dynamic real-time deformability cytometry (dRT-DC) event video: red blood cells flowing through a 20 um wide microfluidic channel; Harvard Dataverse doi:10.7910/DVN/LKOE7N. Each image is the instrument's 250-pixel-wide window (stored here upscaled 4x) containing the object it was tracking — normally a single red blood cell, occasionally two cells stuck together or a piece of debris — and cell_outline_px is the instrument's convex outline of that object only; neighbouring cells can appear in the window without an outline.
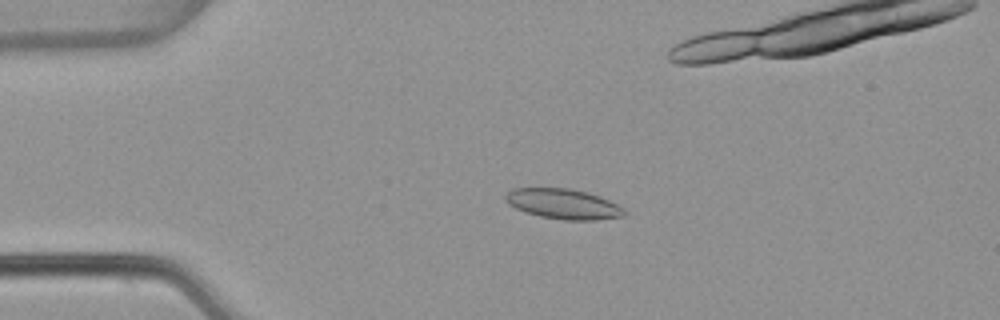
{"species": "common noctule bat (a hibernating species)", "species_latin": "Nyctalus noctula", "temperature_condition": "warm", "stored_images_in_passage": 53, "camera_frame_rate_fps": 3000, "um_per_image_px": 0.085, "animal": {"sex": "female", "body_mass_g": 22.7, "forearm_length_mm": 54.2}, "frame": {"image": 1, "passage_image": 11, "time_ms": 3.333, "image_size_px": [1000, 320], "cell_outline_px": [[628, 212], [624, 216], [596, 220], [564, 220], [540, 216], [524, 212], [508, 204], [504, 200], [504, 196], [512, 188], [572, 188], [588, 192], [600, 196], [624, 208]], "centroid_in_image_um": [47.88, 17.33], "position_along_channel_um": 37.1, "area_um2": 21.1}}
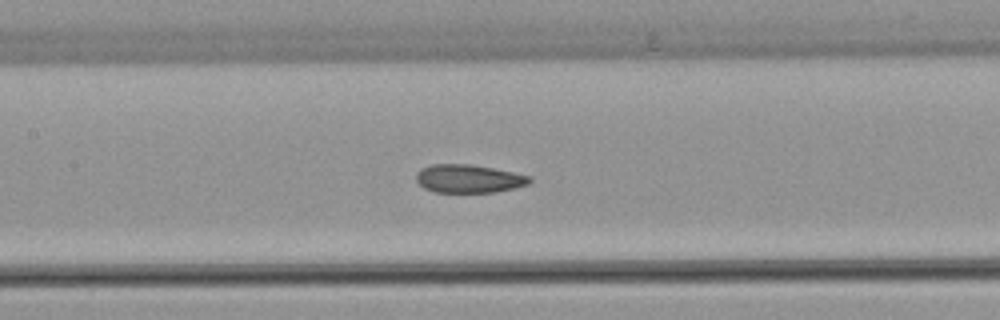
{"frame": {"image": 2, "passage_image": 24, "time_ms": 7.667, "image_size_px": [1000, 320], "cell_outline_px": [[532, 180], [528, 184], [516, 188], [496, 192], [436, 192], [424, 188], [416, 180], [416, 172], [420, 168], [432, 164], [468, 164], [492, 168], [532, 176]], "centroid_in_image_um": [39.84, 15.19], "position_along_channel_um": 167.6, "area_um2": 18.73}}
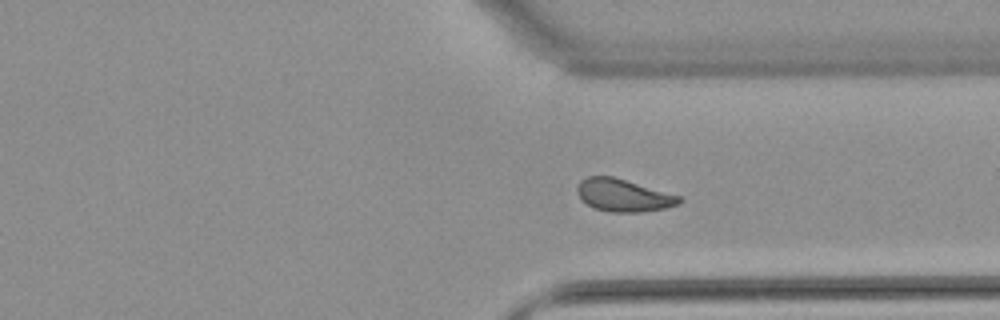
{"frame": {"image": 3, "passage_image": 39, "time_ms": 12.667, "image_size_px": [1000, 320], "cell_outline_px": [[684, 200], [680, 204], [664, 208], [640, 212], [608, 212], [596, 208], [588, 204], [576, 192], [576, 188], [580, 180], [588, 176], [612, 176], [680, 196]], "centroid_in_image_um": [52.99, 16.6], "position_along_channel_um": 358.4, "area_um2": 19.13}, "authors_computed_cell_mechanics": {"area_um2": 19.7098, "velocity_mm_per_s": 3.8206, "shape_relaxation_time_tau1_ms": 8.9211, "shape_relaxation_time_tau2_ms": 1.9205, "deformation_change_tau1": 0.1846, "deformation_change_tau2": 0.0665}}